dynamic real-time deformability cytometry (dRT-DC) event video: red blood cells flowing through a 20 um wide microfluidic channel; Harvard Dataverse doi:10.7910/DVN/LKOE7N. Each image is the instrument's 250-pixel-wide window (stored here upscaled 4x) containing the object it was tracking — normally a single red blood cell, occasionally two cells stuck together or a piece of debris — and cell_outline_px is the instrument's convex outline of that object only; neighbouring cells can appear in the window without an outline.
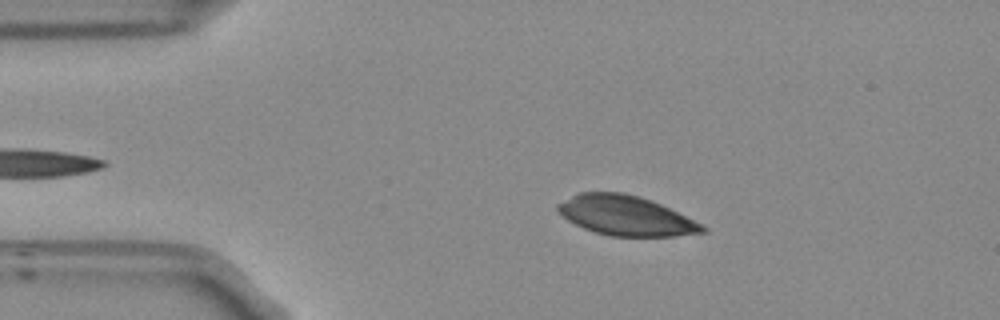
{"species": "Egyptian fruit bat (a non-hibernating species)", "species_latin": "Rousettus aegyptiacus", "temperature_condition": "room temperature", "stored_images_in_passage": 7, "camera_frame_rate_fps": 3000, "um_per_image_px": 0.085, "frame": {"image": 1, "passage_image": 5, "time_ms": 1.333, "image_size_px": [1000, 320], "cell_outline_px": [[708, 232], [672, 236], [608, 236], [584, 228], [568, 220], [556, 208], [556, 204], [580, 192], [624, 192], [640, 196], [652, 200], [708, 228]], "centroid_in_image_um": [53.18, 18.32], "position_along_channel_um": 31.8, "area_um2": 33.12}}